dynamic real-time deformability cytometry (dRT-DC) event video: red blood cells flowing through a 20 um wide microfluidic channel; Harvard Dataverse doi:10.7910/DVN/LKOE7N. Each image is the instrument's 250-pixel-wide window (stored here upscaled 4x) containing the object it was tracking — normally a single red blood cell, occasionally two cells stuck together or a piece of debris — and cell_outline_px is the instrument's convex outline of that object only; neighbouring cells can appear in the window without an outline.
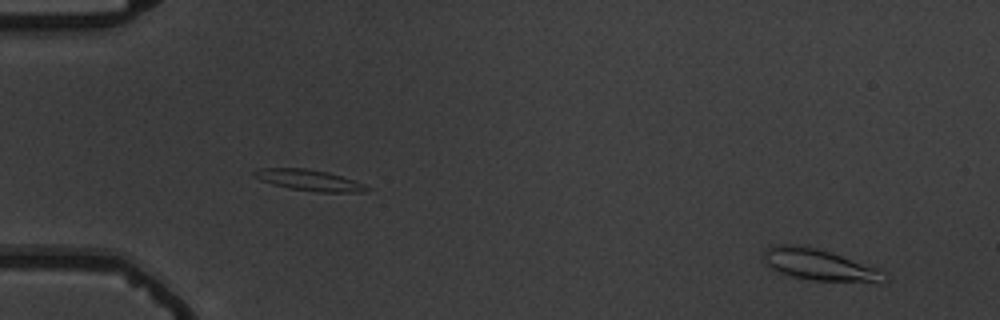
{"species": "common noctule bat (a hibernating species)", "species_latin": "Nyctalus noctula", "temperature_condition": "warm", "stored_images_in_passage": 4, "camera_frame_rate_fps": 3000, "um_per_image_px": 0.085, "animal": {"sex": "male", "body_mass_g": 19.5, "forearm_length_mm": 54.6}, "frame": {"image": 1, "passage_image": 1, "time_ms": 0.0, "image_size_px": [1000, 320], "cell_outline_px": [[884, 280], [812, 280], [792, 276], [780, 272], [772, 268], [764, 260], [764, 252], [768, 248], [780, 244], [796, 244], [816, 248], [876, 268], [884, 272]], "centroid_in_image_um": [69.5, 22.47], "position_along_channel_um": 15.5, "area_um2": 20.69}}